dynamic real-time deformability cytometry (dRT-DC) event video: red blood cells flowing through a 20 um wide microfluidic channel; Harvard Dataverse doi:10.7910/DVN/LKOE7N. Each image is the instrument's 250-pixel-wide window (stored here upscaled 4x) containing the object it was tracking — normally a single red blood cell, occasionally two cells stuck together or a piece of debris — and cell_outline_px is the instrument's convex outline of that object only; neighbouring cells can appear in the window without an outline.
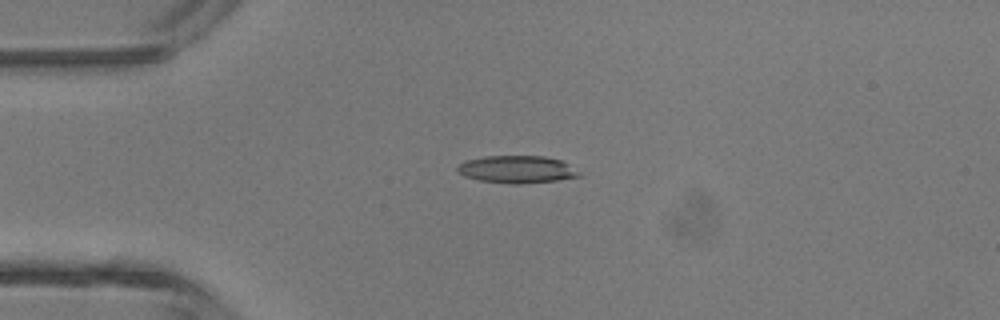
{"species": "common noctule bat (a hibernating species)", "species_latin": "Nyctalus noctula", "temperature_condition": "room temperature", "stored_images_in_passage": 4, "camera_frame_rate_fps": 3000, "um_per_image_px": 0.085, "animal": {"sex": "male", "body_mass_g": 13.3}, "frame": {"image": 1, "passage_image": 3, "time_ms": 0.667, "image_size_px": [1000, 320], "cell_outline_px": [[580, 176], [556, 180], [520, 184], [512, 184], [480, 180], [464, 176], [456, 168], [460, 164], [468, 160], [484, 156], [544, 156], [560, 160], [568, 164], [580, 172]], "centroid_in_image_um": [43.95, 14.39], "position_along_channel_um": 41.1, "area_um2": 19.19}}